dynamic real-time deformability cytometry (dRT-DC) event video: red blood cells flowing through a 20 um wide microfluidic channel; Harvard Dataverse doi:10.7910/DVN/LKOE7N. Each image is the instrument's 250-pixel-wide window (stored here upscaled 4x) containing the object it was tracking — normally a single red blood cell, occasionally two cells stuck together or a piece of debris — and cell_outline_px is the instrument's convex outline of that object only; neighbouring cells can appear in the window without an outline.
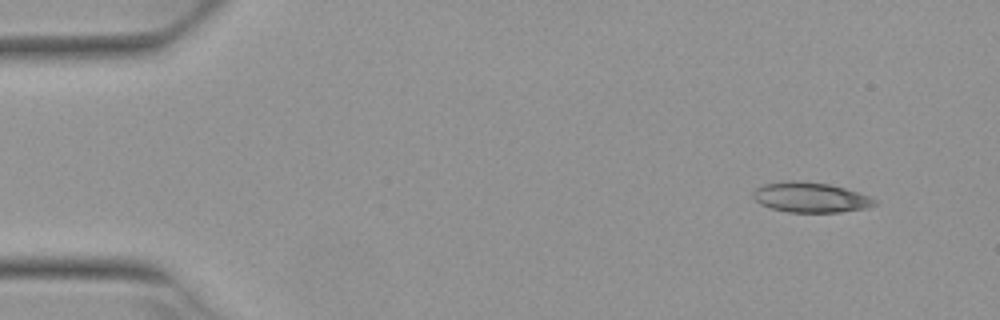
{"species": "Egyptian fruit bat (a non-hibernating species)", "species_latin": "Rousettus aegyptiacus", "temperature_condition": "warm", "stored_images_in_passage": 4, "camera_frame_rate_fps": 3000, "um_per_image_px": 0.085, "animal": {"sex": "female"}, "frame": {"image": 1, "passage_image": 1, "time_ms": 0.0, "image_size_px": [1000, 320], "cell_outline_px": [[880, 204], [868, 208], [840, 212], [788, 212], [772, 208], [760, 204], [752, 196], [752, 192], [756, 188], [764, 184], [788, 180], [804, 180], [828, 184], [844, 188], [868, 196], [876, 200]], "centroid_in_image_um": [68.89, 16.77], "position_along_channel_um": 16.1, "area_um2": 21.44}}
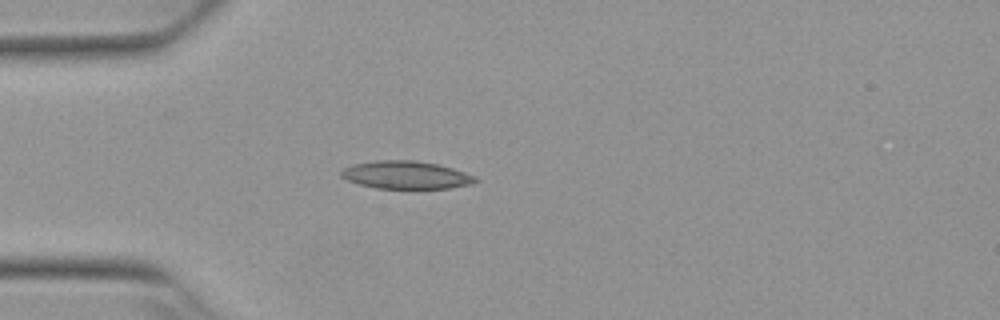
{"frame": {"image": 2, "passage_image": 4, "time_ms": 1.0, "image_size_px": [1000, 320], "cell_outline_px": [[476, 180], [472, 184], [448, 188], [376, 188], [360, 184], [348, 180], [340, 176], [340, 172], [344, 168], [352, 164], [376, 160], [416, 160], [436, 164], [452, 168], [476, 176]], "centroid_in_image_um": [34.48, 14.86], "position_along_channel_um": 50.5, "area_um2": 21.62}}